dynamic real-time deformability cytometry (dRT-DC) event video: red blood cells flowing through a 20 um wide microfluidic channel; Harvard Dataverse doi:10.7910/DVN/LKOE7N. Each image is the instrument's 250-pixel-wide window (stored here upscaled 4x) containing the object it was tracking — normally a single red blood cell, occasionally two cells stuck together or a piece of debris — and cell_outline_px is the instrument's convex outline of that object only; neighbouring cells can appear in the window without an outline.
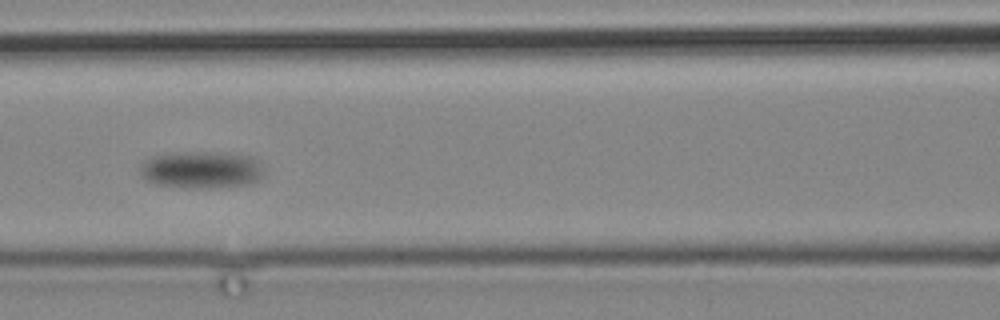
{"species": "common noctule bat (a hibernating species)", "species_latin": "Nyctalus noctula", "temperature_condition": "cold", "stored_images_in_passage": 7, "camera_frame_rate_fps": 3000, "um_per_image_px": 0.085, "animal": {"sex": "male", "body_mass_g": 19.2, "forearm_length_mm": 51.8}, "frame": {"image": 1, "passage_image": 6, "time_ms": 6.667, "image_size_px": [1000, 320], "cell_outline_px": [[260, 176], [256, 180], [244, 184], [156, 184], [144, 180], [140, 176], [140, 168], [152, 156], [188, 152], [224, 152], [252, 156], [256, 160], [260, 168]], "centroid_in_image_um": [17.07, 14.34], "position_along_channel_um": 149.5, "area_um2": 24.74}}